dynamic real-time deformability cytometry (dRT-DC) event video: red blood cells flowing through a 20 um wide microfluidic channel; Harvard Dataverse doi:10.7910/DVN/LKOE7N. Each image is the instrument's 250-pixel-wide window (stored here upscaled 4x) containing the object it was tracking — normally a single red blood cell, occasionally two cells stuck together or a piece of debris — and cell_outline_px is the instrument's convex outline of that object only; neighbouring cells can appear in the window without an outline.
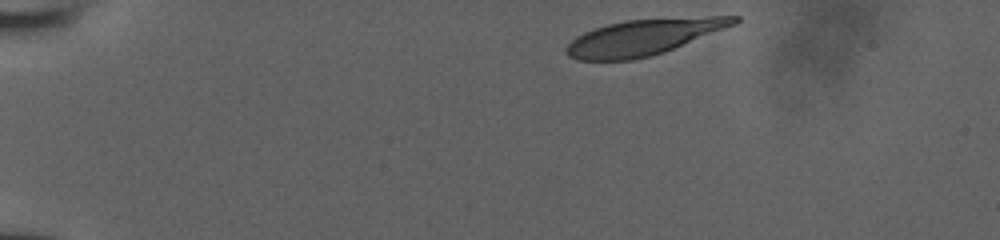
{"species": "human", "species_latin": "Homo sapiens", "temperature_condition": "room temperature", "stored_images_in_passage": 37, "camera_frame_rate_fps": 3000, "um_per_image_px": 0.085, "donor": {"sex": "male"}, "frame": {"image": 1, "passage_image": 1, "time_ms": 0.0, "image_size_px": [1000, 240], "cell_outline_px": [[740, 20], [736, 24], [664, 52], [652, 56], [632, 60], [576, 60], [568, 56], [564, 52], [564, 48], [576, 36], [592, 28], [608, 24], [628, 20], [712, 16], [740, 16]], "centroid_in_image_um": [54.67, 3.16], "position_along_channel_um": 30.3, "area_um2": 34.97}}
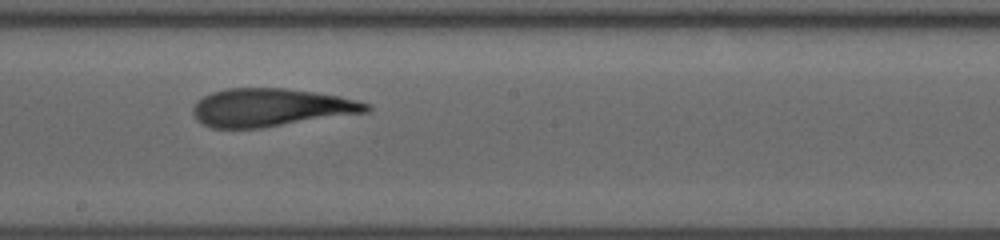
{"frame": {"image": 2, "passage_image": 22, "time_ms": 7.0, "image_size_px": [1000, 240], "cell_outline_px": [[372, 108], [368, 112], [260, 128], [212, 128], [196, 120], [192, 112], [192, 108], [196, 100], [212, 92], [228, 88], [284, 88], [312, 92], [336, 96], [356, 100], [368, 104]], "centroid_in_image_um": [22.97, 9.14], "position_along_channel_um": 225.2, "area_um2": 38.21}}
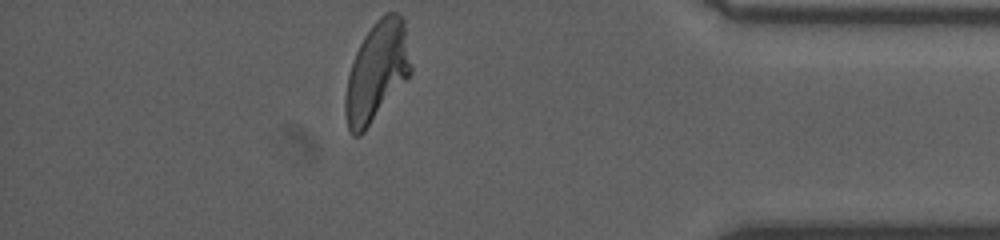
{"frame": {"image": 3, "passage_image": 37, "time_ms": 12.0, "image_size_px": [1000, 240], "cell_outline_px": [[412, 72], [364, 132], [360, 136], [352, 136], [348, 128], [344, 112], [344, 96], [348, 76], [356, 52], [364, 36], [372, 24], [380, 16], [388, 12], [396, 12], [404, 20], [412, 64]], "centroid_in_image_um": [32.02, 6.09], "position_along_channel_um": 403.2, "area_um2": 37.92}}